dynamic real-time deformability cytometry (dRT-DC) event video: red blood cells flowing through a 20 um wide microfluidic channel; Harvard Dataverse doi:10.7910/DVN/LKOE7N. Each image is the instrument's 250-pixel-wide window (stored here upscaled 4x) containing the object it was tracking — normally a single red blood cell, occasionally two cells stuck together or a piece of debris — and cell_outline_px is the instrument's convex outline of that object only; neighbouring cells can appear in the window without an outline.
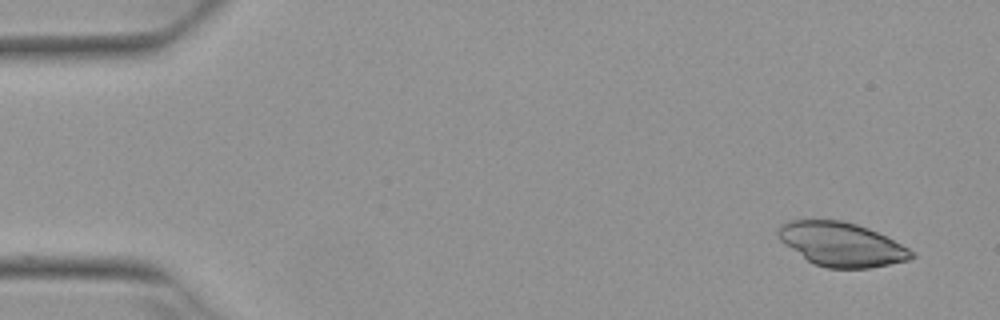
{"species": "Egyptian fruit bat (a non-hibernating species)", "species_latin": "Rousettus aegyptiacus", "temperature_condition": "warm", "stored_images_in_passage": 3, "camera_frame_rate_fps": 3000, "um_per_image_px": 0.085, "animal": {"sex": "female"}, "frame": {"image": 1, "passage_image": 1, "time_ms": 0.0, "image_size_px": [1000, 320], "cell_outline_px": [[916, 256], [908, 260], [868, 268], [828, 268], [816, 264], [808, 260], [784, 244], [780, 240], [776, 232], [780, 224], [788, 220], [840, 220], [856, 224], [868, 228], [908, 248]], "centroid_in_image_um": [71.48, 20.76], "position_along_channel_um": 13.5, "area_um2": 33.7}}